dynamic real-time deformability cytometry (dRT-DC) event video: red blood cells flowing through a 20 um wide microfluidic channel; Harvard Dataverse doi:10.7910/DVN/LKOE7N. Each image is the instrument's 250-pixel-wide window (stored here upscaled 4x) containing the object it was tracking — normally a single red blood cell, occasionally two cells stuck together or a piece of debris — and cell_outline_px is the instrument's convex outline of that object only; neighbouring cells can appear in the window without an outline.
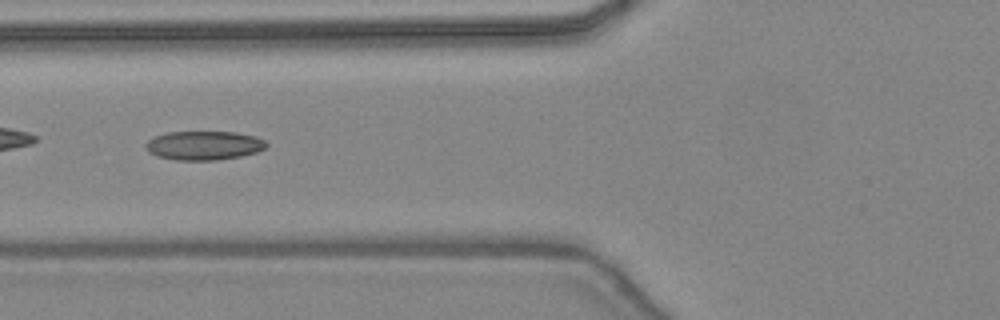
{"species": "common noctule bat (a hibernating species)", "species_latin": "Nyctalus noctula", "temperature_condition": "warm", "stored_images_in_passage": 32, "camera_frame_rate_fps": 3000, "um_per_image_px": 0.085, "animal": {"sex": "female", "body_mass_g": 24.6, "forearm_length_mm": 56.2}, "frame": {"image": 1, "passage_image": 5, "time_ms": 1.333, "image_size_px": [1000, 320], "cell_outline_px": [[268, 144], [264, 148], [256, 152], [240, 156], [216, 160], [176, 160], [156, 156], [148, 152], [144, 148], [144, 144], [148, 140], [156, 136], [168, 132], [236, 132], [256, 136], [264, 140]], "centroid_in_image_um": [17.3, 12.36], "position_along_channel_um": 108.5, "area_um2": 20.4}}
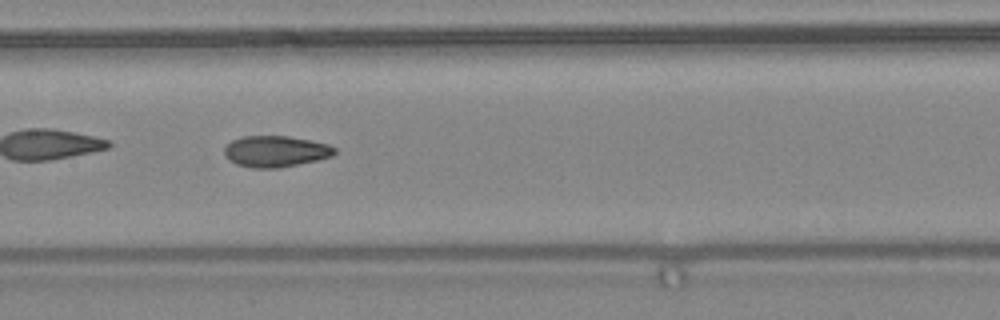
{"frame": {"image": 2, "passage_image": 10, "time_ms": 3.0, "image_size_px": [1000, 320], "cell_outline_px": [[336, 152], [332, 156], [316, 160], [276, 168], [252, 168], [236, 164], [228, 160], [224, 156], [224, 148], [232, 140], [244, 136], [288, 136], [312, 140], [328, 144], [336, 148]], "centroid_in_image_um": [23.41, 12.86], "position_along_channel_um": 184.0, "area_um2": 20.06}}
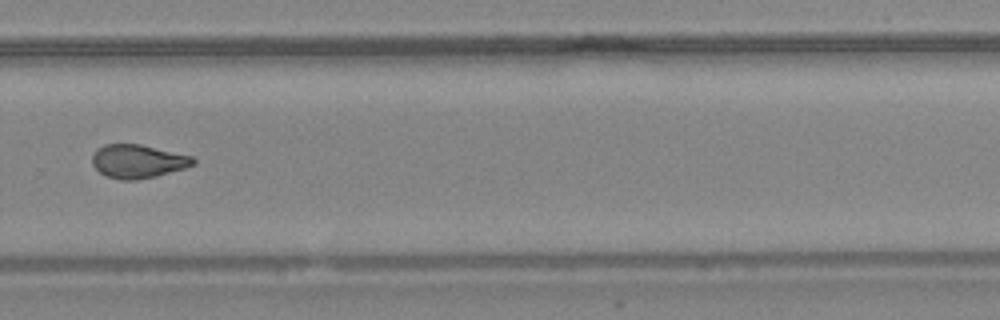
{"frame": {"image": 3, "passage_image": 19, "time_ms": 6.0, "image_size_px": [1000, 320], "cell_outline_px": [[196, 164], [184, 168], [156, 176], [136, 180], [120, 180], [108, 176], [100, 172], [92, 164], [92, 156], [96, 148], [104, 144], [140, 144], [192, 156], [196, 160]], "centroid_in_image_um": [11.71, 13.7], "position_along_channel_um": 318.1, "area_um2": 19.71}, "authors_computed_cell_mechanics": {"area_um2": 20.0566, "velocity_mm_per_s": 4.4908, "shape_relaxation_time_tau1_ms": null, "shape_relaxation_time_tau2_ms": 2.1988, "deformation_change_tau1": null, "deformation_change_tau2": 0.0804}}